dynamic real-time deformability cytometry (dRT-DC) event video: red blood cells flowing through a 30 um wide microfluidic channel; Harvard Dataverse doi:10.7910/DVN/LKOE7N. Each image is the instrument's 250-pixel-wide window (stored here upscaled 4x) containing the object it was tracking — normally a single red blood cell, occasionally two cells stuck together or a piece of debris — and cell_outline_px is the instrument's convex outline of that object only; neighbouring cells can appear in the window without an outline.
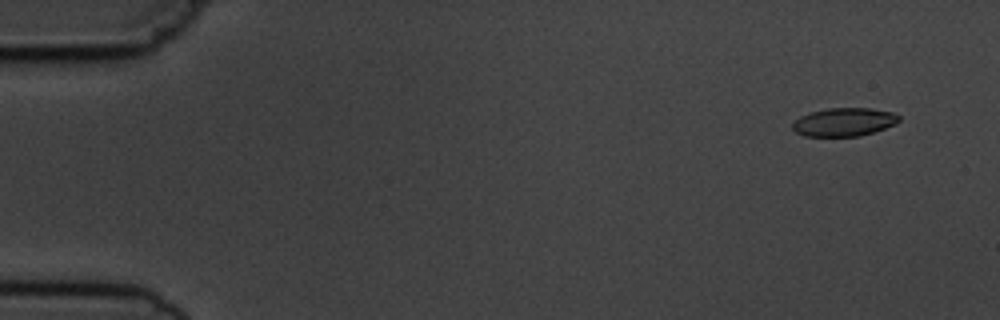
{"species": "common noctule bat (a hibernating species)", "species_latin": "Nyctalus noctula", "temperature_condition": "cold", "stored_images_in_passage": 8, "camera_frame_rate_fps": 3000, "um_per_image_px": 0.085, "animal": {"sex": "male", "body_mass_g": 19.5, "forearm_length_mm": 54.6}, "frame": {"image": 1, "passage_image": 2, "time_ms": 1.0, "image_size_px": [1000, 320], "cell_outline_px": [[900, 120], [896, 124], [860, 136], [804, 136], [796, 132], [792, 128], [792, 124], [800, 116], [812, 112], [828, 108], [872, 108], [892, 112], [900, 116]], "centroid_in_image_um": [71.75, 10.37], "position_along_channel_um": 13.2, "area_um2": 17.51}}
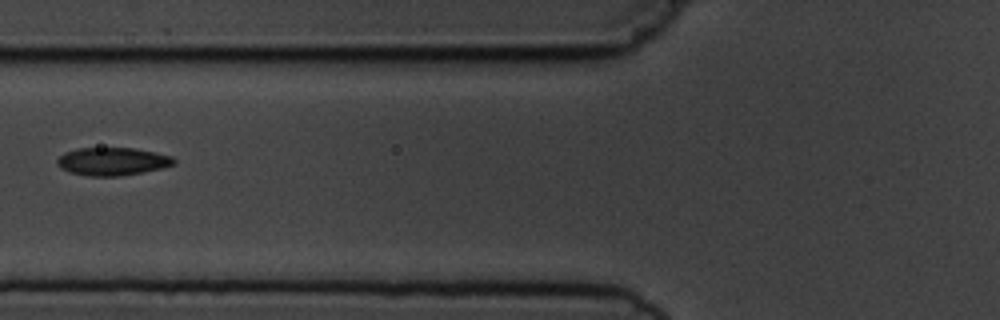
{"frame": {"image": 2, "passage_image": 7, "time_ms": 7.0, "image_size_px": [1000, 320], "cell_outline_px": [[176, 164], [160, 168], [120, 176], [88, 176], [68, 172], [60, 168], [56, 164], [56, 160], [64, 152], [76, 148], [136, 148], [156, 152], [172, 156], [176, 160]], "centroid_in_image_um": [9.53, 13.71], "position_along_channel_um": 116.3, "area_um2": 19.13}}
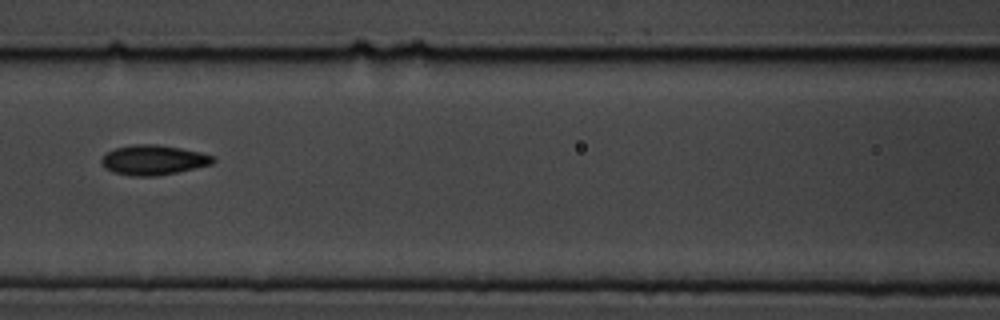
{"frame": {"image": 3, "passage_image": 8, "time_ms": 8.0, "image_size_px": [1000, 320], "cell_outline_px": [[216, 160], [212, 164], [176, 172], [156, 176], [132, 176], [112, 172], [104, 168], [100, 160], [108, 152], [116, 148], [136, 144], [156, 144], [180, 148], [200, 152], [216, 156]], "centroid_in_image_um": [13.05, 13.6], "position_along_channel_um": 153.6, "area_um2": 19.36}}